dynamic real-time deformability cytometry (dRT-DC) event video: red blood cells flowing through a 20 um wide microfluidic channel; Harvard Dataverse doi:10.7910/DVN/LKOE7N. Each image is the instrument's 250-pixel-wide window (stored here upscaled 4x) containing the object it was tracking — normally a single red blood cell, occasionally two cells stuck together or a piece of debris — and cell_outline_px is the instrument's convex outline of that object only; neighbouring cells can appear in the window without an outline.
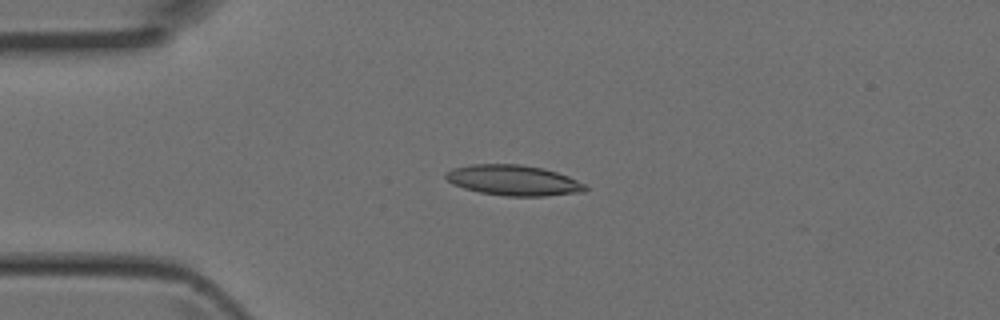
{"species": "Egyptian fruit bat (a non-hibernating species)", "species_latin": "Rousettus aegyptiacus", "temperature_condition": "room temperature", "stored_images_in_passage": 5, "camera_frame_rate_fps": 3000, "um_per_image_px": 0.085, "animal": {"sex": "female"}, "frame": {"image": 1, "passage_image": 4, "time_ms": 1.0, "image_size_px": [1000, 320], "cell_outline_px": [[588, 188], [584, 192], [544, 196], [504, 196], [480, 192], [464, 188], [452, 184], [444, 176], [444, 172], [452, 168], [472, 164], [520, 164], [544, 168], [568, 176], [584, 184]], "centroid_in_image_um": [43.62, 15.32], "position_along_channel_um": 41.4, "area_um2": 24.85}}